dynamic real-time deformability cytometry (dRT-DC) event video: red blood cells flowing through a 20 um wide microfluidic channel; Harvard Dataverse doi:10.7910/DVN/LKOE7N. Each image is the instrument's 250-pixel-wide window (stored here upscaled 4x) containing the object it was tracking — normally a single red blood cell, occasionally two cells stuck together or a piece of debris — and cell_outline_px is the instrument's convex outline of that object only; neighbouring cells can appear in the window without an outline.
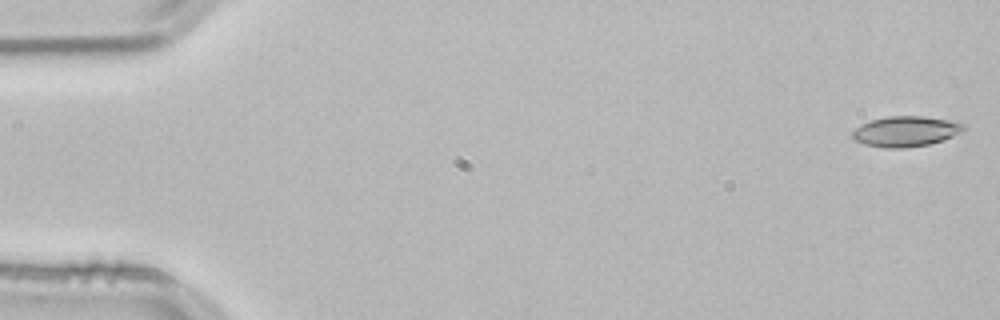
{"species": "common noctule bat (a hibernating species)", "species_latin": "Nyctalus noctula", "temperature_condition": "room temperature", "stored_images_in_passage": 53, "camera_frame_rate_fps": 3000, "um_per_image_px": 0.085, "animal": {"sex": "male", "body_mass_g": 21.5, "forearm_length_mm": 52.0}, "frame": {"image": 1, "passage_image": 1, "time_ms": 0.0, "image_size_px": [1000, 320], "cell_outline_px": [[968, 128], [964, 132], [928, 144], [904, 148], [884, 148], [864, 144], [852, 140], [848, 136], [856, 128], [872, 120], [888, 116], [924, 116], [956, 120], [964, 124]], "centroid_in_image_um": [77.01, 11.16], "position_along_channel_um": 8.0, "area_um2": 20.0}}
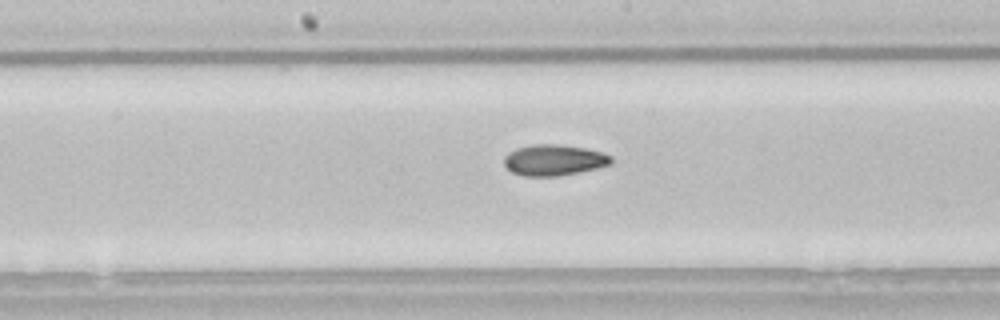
{"frame": {"image": 2, "passage_image": 27, "time_ms": 8.667, "image_size_px": [1000, 320], "cell_outline_px": [[612, 164], [580, 172], [560, 176], [524, 176], [512, 172], [504, 164], [504, 156], [508, 152], [516, 148], [532, 144], [560, 144], [584, 148], [600, 152], [612, 156]], "centroid_in_image_um": [47.07, 13.6], "position_along_channel_um": 201.1, "area_um2": 19.42}}
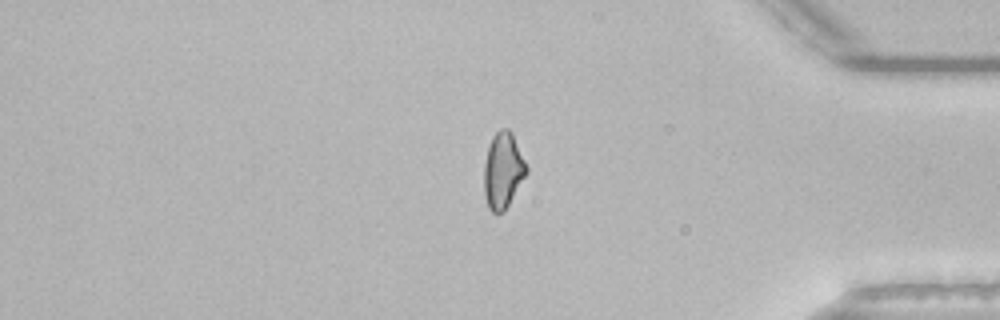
{"frame": {"image": 3, "passage_image": 44, "time_ms": 14.333, "image_size_px": [1000, 320], "cell_outline_px": [[528, 172], [508, 204], [500, 212], [492, 212], [488, 208], [484, 192], [484, 164], [488, 144], [492, 136], [500, 128], [508, 128], [512, 132], [528, 168]], "centroid_in_image_um": [42.74, 14.43], "position_along_channel_um": 392.5, "area_um2": 18.67}, "authors_computed_cell_mechanics": {"area_um2": 18.9584, "velocity_mm_per_s": 3.8464, "shape_relaxation_time_tau1_ms": 8.2474, "shape_relaxation_time_tau2_ms": 4.4066, "deformation_change_tau1": 0.1584, "deformation_change_tau2": 0.0918}}